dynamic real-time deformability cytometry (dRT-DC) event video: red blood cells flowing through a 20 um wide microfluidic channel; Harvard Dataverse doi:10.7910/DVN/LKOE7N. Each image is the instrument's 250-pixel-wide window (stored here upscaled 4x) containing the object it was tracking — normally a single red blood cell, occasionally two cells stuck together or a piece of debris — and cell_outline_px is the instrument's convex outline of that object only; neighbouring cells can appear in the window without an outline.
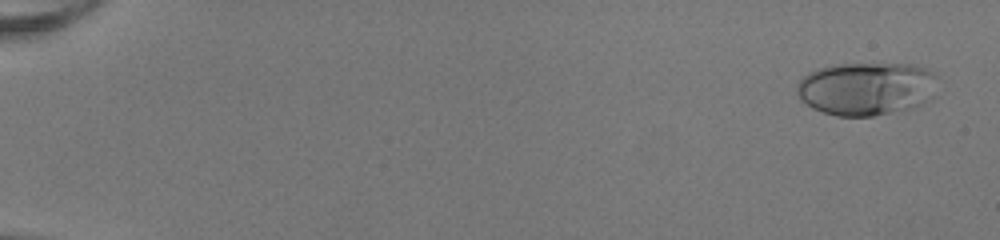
{"species": "human", "species_latin": "Homo sapiens", "temperature_condition": "room temperature", "stored_images_in_passage": 52, "camera_frame_rate_fps": 3000, "um_per_image_px": 0.085, "donor": {"sex": "female"}, "frame": {"image": 1, "passage_image": 3, "time_ms": 0.667, "image_size_px": [1000, 240], "cell_outline_px": [[936, 96], [924, 104], [912, 108], [872, 116], [836, 116], [812, 108], [800, 100], [796, 92], [796, 84], [808, 72], [832, 64], [912, 64], [928, 68], [936, 72]], "centroid_in_image_um": [73.68, 7.53], "position_along_channel_um": 11.3, "area_um2": 44.39}}
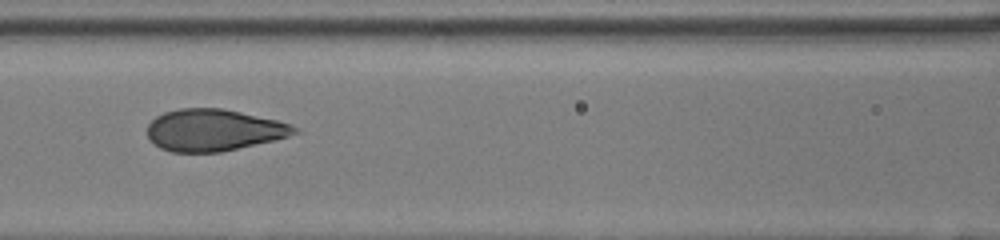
{"frame": {"image": 2, "passage_image": 26, "time_ms": 8.333, "image_size_px": [1000, 240], "cell_outline_px": [[300, 132], [288, 136], [272, 140], [220, 152], [172, 152], [160, 148], [148, 136], [148, 124], [156, 116], [164, 112], [180, 108], [224, 108], [276, 120], [292, 124], [300, 128]], "centroid_in_image_um": [18.17, 11.04], "position_along_channel_um": 148.4, "area_um2": 35.66}}
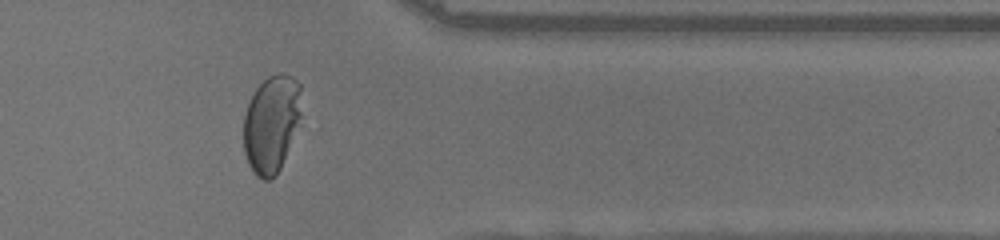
{"frame": {"image": 3, "passage_image": 44, "time_ms": 14.333, "image_size_px": [1000, 240], "cell_outline_px": [[300, 124], [280, 168], [276, 176], [272, 180], [264, 180], [256, 176], [248, 164], [244, 152], [244, 116], [248, 104], [256, 88], [268, 76], [280, 72], [292, 76], [300, 84]], "centroid_in_image_um": [23.07, 10.54], "position_along_channel_um": 388.3, "area_um2": 33.0}, "authors_computed_cell_mechanics": {"area_um2": 36.703, "velocity_mm_per_s": 4.1038, "shape_relaxation_time_tau1_ms": 7.5397, "shape_relaxation_time_tau2_ms": null, "deformation_change_tau1": 0.2839, "deformation_change_tau2": null}}